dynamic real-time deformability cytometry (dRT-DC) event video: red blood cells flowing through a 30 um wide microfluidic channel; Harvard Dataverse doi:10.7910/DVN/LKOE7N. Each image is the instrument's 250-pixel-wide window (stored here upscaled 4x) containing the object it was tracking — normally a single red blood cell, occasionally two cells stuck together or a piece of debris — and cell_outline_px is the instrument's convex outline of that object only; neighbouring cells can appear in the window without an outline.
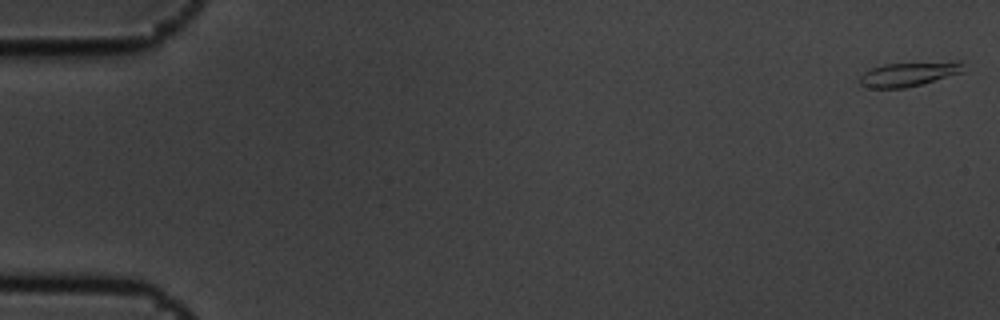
{"species": "common noctule bat (a hibernating species)", "species_latin": "Nyctalus noctula", "temperature_condition": "cold", "stored_images_in_passage": 9, "camera_frame_rate_fps": 3000, "um_per_image_px": 0.085, "animal": {"sex": "male", "body_mass_g": 19.5, "forearm_length_mm": 54.6}, "frame": {"image": 1, "passage_image": 1, "time_ms": 0.0, "image_size_px": [1000, 320], "cell_outline_px": [[964, 72], [920, 84], [904, 88], [872, 88], [860, 84], [860, 76], [864, 72], [872, 68], [884, 64], [956, 60], [960, 60]], "centroid_in_image_um": [77.28, 6.27], "position_along_channel_um": 7.7, "area_um2": 14.74}}
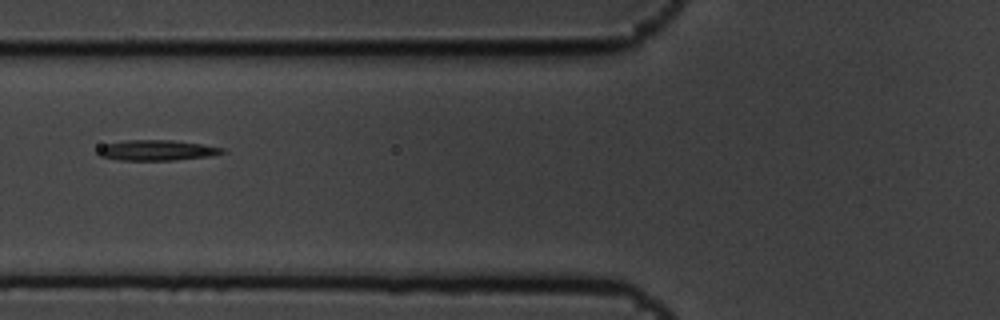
{"frame": {"image": 2, "passage_image": 7, "time_ms": 2.0, "image_size_px": [1000, 320], "cell_outline_px": [[224, 152], [208, 156], [176, 160], [120, 160], [100, 156], [96, 152], [104, 144], [124, 140], [172, 140], [204, 144], [224, 148]], "centroid_in_image_um": [13.3, 12.77], "position_along_channel_um": 112.5, "area_um2": 14.8}}
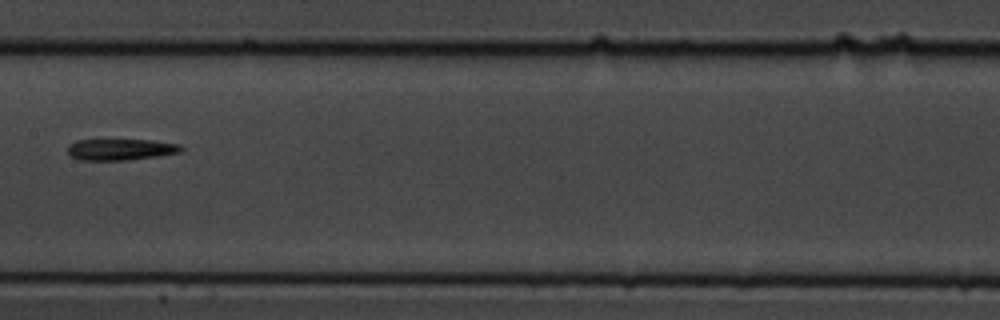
{"frame": {"image": 3, "passage_image": 9, "time_ms": 2.667, "image_size_px": [1000, 320], "cell_outline_px": [[184, 152], [160, 156], [124, 160], [80, 160], [72, 156], [68, 152], [68, 144], [76, 140], [152, 140], [180, 144], [184, 148]], "centroid_in_image_um": [10.31, 12.7], "position_along_channel_um": 197.1, "area_um2": 14.22}}